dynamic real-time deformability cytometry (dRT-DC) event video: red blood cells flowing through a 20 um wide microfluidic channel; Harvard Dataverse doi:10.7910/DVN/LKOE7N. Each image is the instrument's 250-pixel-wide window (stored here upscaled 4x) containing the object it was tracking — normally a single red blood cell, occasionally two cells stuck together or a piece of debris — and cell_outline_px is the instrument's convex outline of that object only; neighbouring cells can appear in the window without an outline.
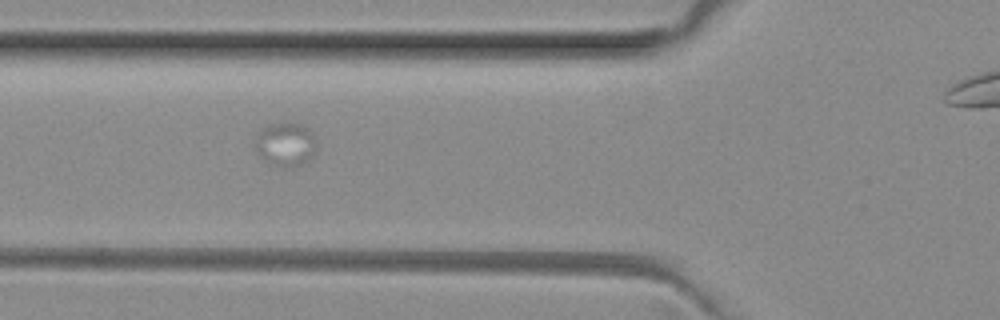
{"species": "common noctule bat (a hibernating species)", "species_latin": "Nyctalus noctula", "temperature_condition": "room temperature", "stored_images_in_passage": 5, "segment_of_instrument_passage": [1, 2], "camera_frame_rate_fps": 3000, "um_per_image_px": 0.085, "animal": {"sex": "female", "body_mass_g": 29.2, "forearm_length_mm": 56.3}, "frame": {"image": 1, "passage_image": 3, "time_ms": 0.667, "image_size_px": [1000, 320], "cell_outline_px": [[316, 152], [308, 160], [292, 168], [288, 168], [260, 156], [256, 148], [256, 144], [260, 132], [264, 128], [272, 124], [300, 124], [308, 128], [312, 132], [316, 144]], "centroid_in_image_um": [24.35, 12.27], "position_along_channel_um": 101.4, "area_um2": 14.85}}
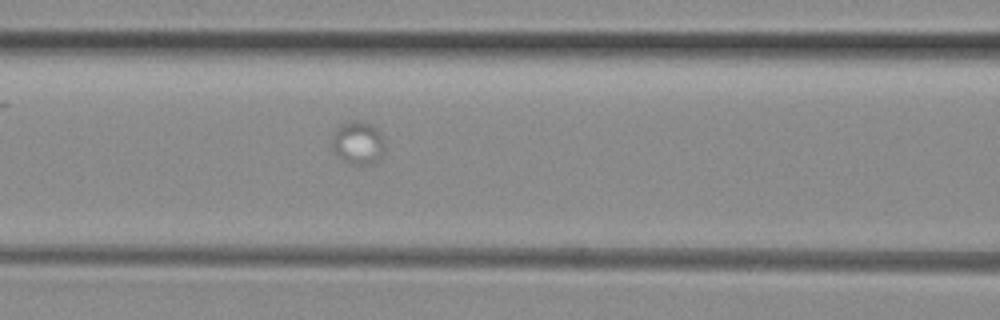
{"frame": {"image": 2, "passage_image": 4, "time_ms": 1.0, "image_size_px": [1000, 320], "cell_outline_px": [[384, 152], [380, 160], [372, 164], [348, 164], [332, 148], [332, 136], [344, 124], [352, 120], [360, 120], [376, 128], [384, 144]], "centroid_in_image_um": [30.46, 12.18], "position_along_channel_um": 136.1, "area_um2": 12.89}}